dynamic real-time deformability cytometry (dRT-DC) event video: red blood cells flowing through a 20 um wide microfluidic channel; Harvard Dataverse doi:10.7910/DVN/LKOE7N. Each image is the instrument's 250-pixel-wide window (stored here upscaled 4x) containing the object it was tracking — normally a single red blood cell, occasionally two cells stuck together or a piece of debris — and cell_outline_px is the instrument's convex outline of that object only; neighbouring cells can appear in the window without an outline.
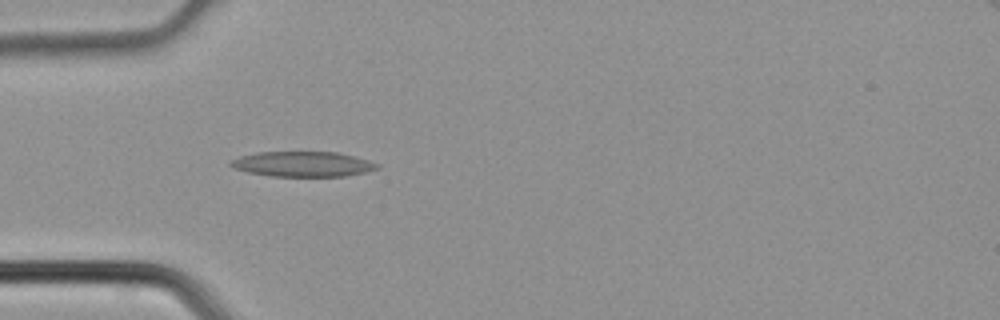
{"species": "common noctule bat (a hibernating species)", "species_latin": "Nyctalus noctula", "temperature_condition": "cold", "stored_images_in_passage": 3, "camera_frame_rate_fps": 3000, "um_per_image_px": 0.085, "animal": {"sex": "male", "body_mass_g": 21.5, "forearm_length_mm": 52.0}, "frame": {"image": 1, "passage_image": 3, "time_ms": 0.667, "image_size_px": [1000, 320], "cell_outline_px": [[380, 168], [364, 172], [344, 176], [272, 176], [248, 172], [232, 168], [228, 164], [228, 160], [240, 156], [256, 152], [336, 152], [368, 160], [380, 164]], "centroid_in_image_um": [25.68, 13.94], "position_along_channel_um": 59.3, "area_um2": 21.5}}